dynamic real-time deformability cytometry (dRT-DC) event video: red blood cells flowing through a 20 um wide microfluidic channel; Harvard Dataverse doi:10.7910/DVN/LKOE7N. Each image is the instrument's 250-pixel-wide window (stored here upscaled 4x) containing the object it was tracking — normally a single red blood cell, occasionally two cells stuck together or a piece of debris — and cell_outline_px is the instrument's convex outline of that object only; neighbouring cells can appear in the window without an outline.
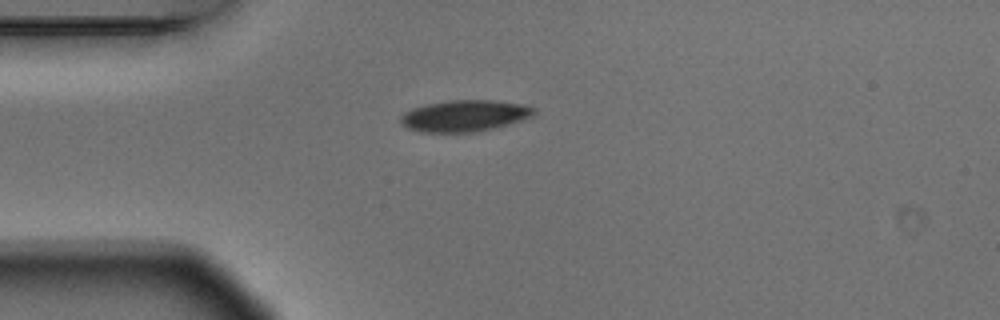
{"species": "Egyptian fruit bat (a non-hibernating species)", "species_latin": "Rousettus aegyptiacus", "temperature_condition": "warm", "stored_images_in_passage": 1, "camera_frame_rate_fps": 3000, "um_per_image_px": 0.085, "animal": {"sex": "male"}, "frame": {"image": 1, "passage_image": 1, "time_ms": 0.0, "image_size_px": [1000, 320], "cell_outline_px": [[536, 112], [532, 116], [520, 120], [476, 132], [420, 132], [408, 128], [400, 124], [400, 116], [404, 112], [412, 108], [428, 104], [448, 100], [496, 100], [524, 104], [536, 108]], "centroid_in_image_um": [39.46, 9.83], "position_along_channel_um": 45.5, "area_um2": 24.39}}